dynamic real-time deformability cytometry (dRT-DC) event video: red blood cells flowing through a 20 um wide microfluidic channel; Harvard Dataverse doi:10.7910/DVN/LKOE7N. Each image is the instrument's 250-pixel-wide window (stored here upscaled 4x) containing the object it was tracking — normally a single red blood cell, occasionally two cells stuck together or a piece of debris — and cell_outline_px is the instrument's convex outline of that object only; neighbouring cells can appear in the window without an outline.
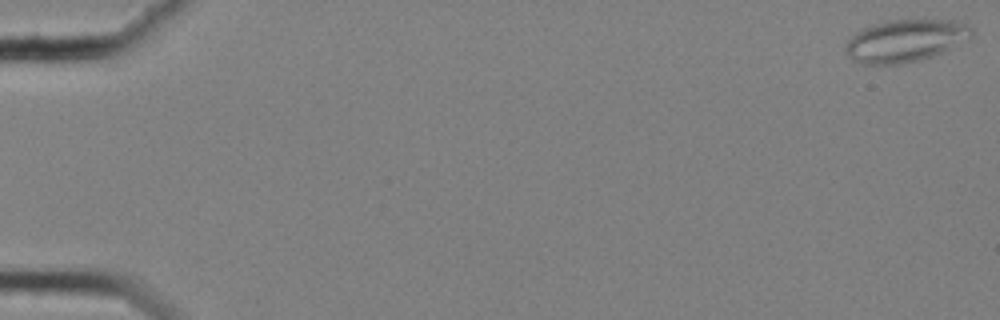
{"species": "common noctule bat (a hibernating species)", "species_latin": "Nyctalus noctula", "temperature_condition": "cold", "stored_images_in_passage": 16, "camera_frame_rate_fps": 3000, "um_per_image_px": 0.085, "animal": {"sex": "female", "body_mass_g": 25.1}, "frame": {"image": 1, "passage_image": 1, "time_ms": 0.0, "image_size_px": [1000, 320], "cell_outline_px": [[972, 36], [932, 56], [900, 64], [864, 64], [852, 60], [848, 56], [844, 48], [848, 40], [856, 32], [872, 24], [888, 20], [956, 20], [972, 28]], "centroid_in_image_um": [76.89, 3.45], "position_along_channel_um": 8.1, "area_um2": 30.63}}